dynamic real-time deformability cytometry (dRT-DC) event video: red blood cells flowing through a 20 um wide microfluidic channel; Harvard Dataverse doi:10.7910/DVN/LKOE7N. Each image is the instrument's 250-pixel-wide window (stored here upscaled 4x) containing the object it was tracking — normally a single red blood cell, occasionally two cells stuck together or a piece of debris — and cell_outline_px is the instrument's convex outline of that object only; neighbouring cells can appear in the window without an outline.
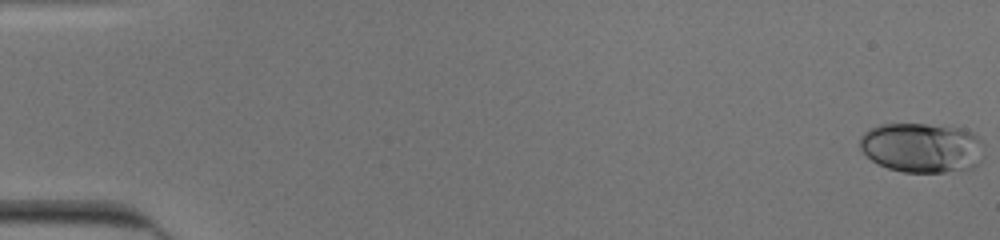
{"species": "human", "species_latin": "Homo sapiens", "temperature_condition": "cold", "stored_images_in_passage": 53, "camera_frame_rate_fps": 3000, "um_per_image_px": 0.085, "donor": {"sex": "male"}, "frame": {"image": 1, "passage_image": 1, "time_ms": 0.0, "image_size_px": [1000, 240], "cell_outline_px": [[984, 160], [972, 168], [944, 172], [904, 172], [888, 168], [872, 160], [860, 148], [860, 136], [868, 128], [880, 124], [928, 124], [964, 128], [972, 132], [980, 140], [984, 156]], "centroid_in_image_um": [78.38, 12.54], "position_along_channel_um": 6.6, "area_um2": 36.3}}
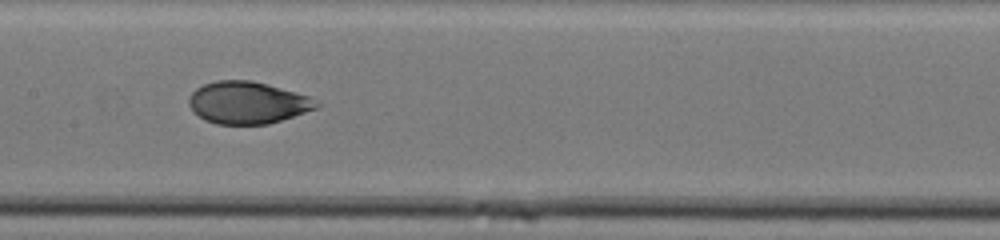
{"frame": {"image": 2, "passage_image": 28, "time_ms": 9.0, "image_size_px": [1000, 240], "cell_outline_px": [[320, 108], [268, 124], [216, 124], [204, 120], [192, 112], [188, 104], [188, 100], [192, 92], [196, 88], [204, 84], [216, 80], [252, 80], [268, 84], [308, 96], [316, 100], [320, 104]], "centroid_in_image_um": [21.03, 8.73], "position_along_channel_um": 186.4, "area_um2": 31.56}}
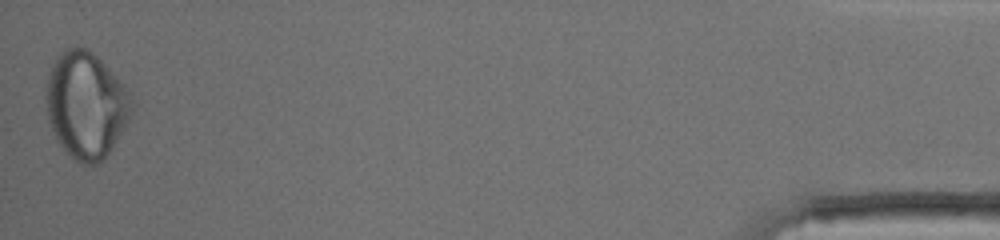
{"frame": {"image": 3, "passage_image": 53, "time_ms": 17.333, "image_size_px": [1000, 240], "cell_outline_px": [[136, 104], [128, 120], [104, 160], [96, 164], [80, 164], [56, 140], [48, 120], [44, 96], [48, 76], [52, 64], [56, 56], [64, 48], [76, 44], [88, 48], [124, 84], [132, 96]], "centroid_in_image_um": [7.3, 8.89], "position_along_channel_um": 427.9, "area_um2": 53.58}, "authors_computed_cell_mechanics": {"area_um2": 33.9864, "velocity_mm_per_s": 3.9158, "shape_relaxation_time_tau1_ms": 4.1971, "shape_relaxation_time_tau2_ms": 0.8086, "deformation_change_tau1": 0.1494, "deformation_change_tau2": 0.0477}}